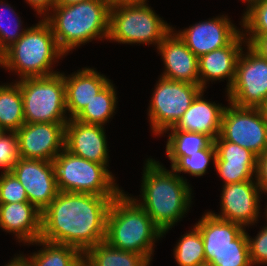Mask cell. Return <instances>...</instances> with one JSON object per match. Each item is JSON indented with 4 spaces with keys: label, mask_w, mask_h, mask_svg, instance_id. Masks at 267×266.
Here are the masks:
<instances>
[{
    "label": "cell",
    "mask_w": 267,
    "mask_h": 266,
    "mask_svg": "<svg viewBox=\"0 0 267 266\" xmlns=\"http://www.w3.org/2000/svg\"><path fill=\"white\" fill-rule=\"evenodd\" d=\"M0 229L30 244L41 236V212L30 202L0 203Z\"/></svg>",
    "instance_id": "cell-21"
},
{
    "label": "cell",
    "mask_w": 267,
    "mask_h": 266,
    "mask_svg": "<svg viewBox=\"0 0 267 266\" xmlns=\"http://www.w3.org/2000/svg\"><path fill=\"white\" fill-rule=\"evenodd\" d=\"M194 226L202 235L206 262H211L218 252L236 247V238L245 230L242 225L220 219L210 211L203 214Z\"/></svg>",
    "instance_id": "cell-23"
},
{
    "label": "cell",
    "mask_w": 267,
    "mask_h": 266,
    "mask_svg": "<svg viewBox=\"0 0 267 266\" xmlns=\"http://www.w3.org/2000/svg\"><path fill=\"white\" fill-rule=\"evenodd\" d=\"M83 257L92 266H151L145 256L114 248L106 241L89 248Z\"/></svg>",
    "instance_id": "cell-27"
},
{
    "label": "cell",
    "mask_w": 267,
    "mask_h": 266,
    "mask_svg": "<svg viewBox=\"0 0 267 266\" xmlns=\"http://www.w3.org/2000/svg\"><path fill=\"white\" fill-rule=\"evenodd\" d=\"M53 164L59 191L100 196H118L123 191L109 166L83 159L65 148Z\"/></svg>",
    "instance_id": "cell-6"
},
{
    "label": "cell",
    "mask_w": 267,
    "mask_h": 266,
    "mask_svg": "<svg viewBox=\"0 0 267 266\" xmlns=\"http://www.w3.org/2000/svg\"><path fill=\"white\" fill-rule=\"evenodd\" d=\"M36 14L44 19L58 5L59 0H24Z\"/></svg>",
    "instance_id": "cell-38"
},
{
    "label": "cell",
    "mask_w": 267,
    "mask_h": 266,
    "mask_svg": "<svg viewBox=\"0 0 267 266\" xmlns=\"http://www.w3.org/2000/svg\"><path fill=\"white\" fill-rule=\"evenodd\" d=\"M78 266H92L84 257L79 261Z\"/></svg>",
    "instance_id": "cell-44"
},
{
    "label": "cell",
    "mask_w": 267,
    "mask_h": 266,
    "mask_svg": "<svg viewBox=\"0 0 267 266\" xmlns=\"http://www.w3.org/2000/svg\"><path fill=\"white\" fill-rule=\"evenodd\" d=\"M219 136L251 150L257 156L267 151V118L258 107H239L227 100Z\"/></svg>",
    "instance_id": "cell-11"
},
{
    "label": "cell",
    "mask_w": 267,
    "mask_h": 266,
    "mask_svg": "<svg viewBox=\"0 0 267 266\" xmlns=\"http://www.w3.org/2000/svg\"><path fill=\"white\" fill-rule=\"evenodd\" d=\"M267 222V216L263 213ZM249 242L250 261L252 266L267 265V223L262 226L255 237H251L247 232Z\"/></svg>",
    "instance_id": "cell-36"
},
{
    "label": "cell",
    "mask_w": 267,
    "mask_h": 266,
    "mask_svg": "<svg viewBox=\"0 0 267 266\" xmlns=\"http://www.w3.org/2000/svg\"><path fill=\"white\" fill-rule=\"evenodd\" d=\"M20 15L8 1L0 0V53L3 54L27 30L23 27ZM25 28V29H24Z\"/></svg>",
    "instance_id": "cell-31"
},
{
    "label": "cell",
    "mask_w": 267,
    "mask_h": 266,
    "mask_svg": "<svg viewBox=\"0 0 267 266\" xmlns=\"http://www.w3.org/2000/svg\"><path fill=\"white\" fill-rule=\"evenodd\" d=\"M65 56L57 45L51 26L40 18L2 54V68L18 75L17 81L50 76L60 72L54 70V66Z\"/></svg>",
    "instance_id": "cell-5"
},
{
    "label": "cell",
    "mask_w": 267,
    "mask_h": 266,
    "mask_svg": "<svg viewBox=\"0 0 267 266\" xmlns=\"http://www.w3.org/2000/svg\"><path fill=\"white\" fill-rule=\"evenodd\" d=\"M25 123H67L63 72L18 80Z\"/></svg>",
    "instance_id": "cell-8"
},
{
    "label": "cell",
    "mask_w": 267,
    "mask_h": 266,
    "mask_svg": "<svg viewBox=\"0 0 267 266\" xmlns=\"http://www.w3.org/2000/svg\"><path fill=\"white\" fill-rule=\"evenodd\" d=\"M246 43L261 57L267 59V35H243Z\"/></svg>",
    "instance_id": "cell-39"
},
{
    "label": "cell",
    "mask_w": 267,
    "mask_h": 266,
    "mask_svg": "<svg viewBox=\"0 0 267 266\" xmlns=\"http://www.w3.org/2000/svg\"><path fill=\"white\" fill-rule=\"evenodd\" d=\"M66 123H25L17 131L20 158L53 162L64 149Z\"/></svg>",
    "instance_id": "cell-15"
},
{
    "label": "cell",
    "mask_w": 267,
    "mask_h": 266,
    "mask_svg": "<svg viewBox=\"0 0 267 266\" xmlns=\"http://www.w3.org/2000/svg\"><path fill=\"white\" fill-rule=\"evenodd\" d=\"M246 44L241 32L229 45L201 55L198 58L200 87L205 90L210 81L213 84L226 80L227 92L235 78L238 57Z\"/></svg>",
    "instance_id": "cell-19"
},
{
    "label": "cell",
    "mask_w": 267,
    "mask_h": 266,
    "mask_svg": "<svg viewBox=\"0 0 267 266\" xmlns=\"http://www.w3.org/2000/svg\"><path fill=\"white\" fill-rule=\"evenodd\" d=\"M156 11L148 4L122 5L110 8V42L129 45H158L172 30Z\"/></svg>",
    "instance_id": "cell-7"
},
{
    "label": "cell",
    "mask_w": 267,
    "mask_h": 266,
    "mask_svg": "<svg viewBox=\"0 0 267 266\" xmlns=\"http://www.w3.org/2000/svg\"><path fill=\"white\" fill-rule=\"evenodd\" d=\"M228 15H216L208 20L199 21L185 29H172L186 46L199 58L221 47L229 45L242 31Z\"/></svg>",
    "instance_id": "cell-14"
},
{
    "label": "cell",
    "mask_w": 267,
    "mask_h": 266,
    "mask_svg": "<svg viewBox=\"0 0 267 266\" xmlns=\"http://www.w3.org/2000/svg\"><path fill=\"white\" fill-rule=\"evenodd\" d=\"M225 95L239 107L259 108L267 98V59L248 44L238 57L234 81Z\"/></svg>",
    "instance_id": "cell-10"
},
{
    "label": "cell",
    "mask_w": 267,
    "mask_h": 266,
    "mask_svg": "<svg viewBox=\"0 0 267 266\" xmlns=\"http://www.w3.org/2000/svg\"><path fill=\"white\" fill-rule=\"evenodd\" d=\"M83 1H88V0H59L58 5H72Z\"/></svg>",
    "instance_id": "cell-42"
},
{
    "label": "cell",
    "mask_w": 267,
    "mask_h": 266,
    "mask_svg": "<svg viewBox=\"0 0 267 266\" xmlns=\"http://www.w3.org/2000/svg\"><path fill=\"white\" fill-rule=\"evenodd\" d=\"M65 104L69 119H74L84 107L111 80L90 66L82 67L77 72L65 74Z\"/></svg>",
    "instance_id": "cell-20"
},
{
    "label": "cell",
    "mask_w": 267,
    "mask_h": 266,
    "mask_svg": "<svg viewBox=\"0 0 267 266\" xmlns=\"http://www.w3.org/2000/svg\"><path fill=\"white\" fill-rule=\"evenodd\" d=\"M264 114V116L267 118V98L265 99V102L259 107Z\"/></svg>",
    "instance_id": "cell-43"
},
{
    "label": "cell",
    "mask_w": 267,
    "mask_h": 266,
    "mask_svg": "<svg viewBox=\"0 0 267 266\" xmlns=\"http://www.w3.org/2000/svg\"><path fill=\"white\" fill-rule=\"evenodd\" d=\"M255 179L262 194L267 196V151L257 157Z\"/></svg>",
    "instance_id": "cell-37"
},
{
    "label": "cell",
    "mask_w": 267,
    "mask_h": 266,
    "mask_svg": "<svg viewBox=\"0 0 267 266\" xmlns=\"http://www.w3.org/2000/svg\"><path fill=\"white\" fill-rule=\"evenodd\" d=\"M215 159L216 148L214 142H212L207 148L195 152L191 156H180L170 168L182 179L188 181L187 178L183 177V173L198 178L204 176L211 161L215 165ZM181 173L182 175H180Z\"/></svg>",
    "instance_id": "cell-30"
},
{
    "label": "cell",
    "mask_w": 267,
    "mask_h": 266,
    "mask_svg": "<svg viewBox=\"0 0 267 266\" xmlns=\"http://www.w3.org/2000/svg\"><path fill=\"white\" fill-rule=\"evenodd\" d=\"M241 1V0H240ZM252 0H242V3L244 2V3H246V5L249 3V2H251Z\"/></svg>",
    "instance_id": "cell-46"
},
{
    "label": "cell",
    "mask_w": 267,
    "mask_h": 266,
    "mask_svg": "<svg viewBox=\"0 0 267 266\" xmlns=\"http://www.w3.org/2000/svg\"><path fill=\"white\" fill-rule=\"evenodd\" d=\"M213 142L216 148L214 171L224 185L255 179L258 157L255 153L220 136Z\"/></svg>",
    "instance_id": "cell-18"
},
{
    "label": "cell",
    "mask_w": 267,
    "mask_h": 266,
    "mask_svg": "<svg viewBox=\"0 0 267 266\" xmlns=\"http://www.w3.org/2000/svg\"><path fill=\"white\" fill-rule=\"evenodd\" d=\"M11 172L24 186L29 202L41 213L59 192L51 161L19 158Z\"/></svg>",
    "instance_id": "cell-13"
},
{
    "label": "cell",
    "mask_w": 267,
    "mask_h": 266,
    "mask_svg": "<svg viewBox=\"0 0 267 266\" xmlns=\"http://www.w3.org/2000/svg\"><path fill=\"white\" fill-rule=\"evenodd\" d=\"M15 257L11 258L7 264L4 266H30V262L23 253H17V256L14 254Z\"/></svg>",
    "instance_id": "cell-40"
},
{
    "label": "cell",
    "mask_w": 267,
    "mask_h": 266,
    "mask_svg": "<svg viewBox=\"0 0 267 266\" xmlns=\"http://www.w3.org/2000/svg\"><path fill=\"white\" fill-rule=\"evenodd\" d=\"M0 67H2V54L0 53Z\"/></svg>",
    "instance_id": "cell-47"
},
{
    "label": "cell",
    "mask_w": 267,
    "mask_h": 266,
    "mask_svg": "<svg viewBox=\"0 0 267 266\" xmlns=\"http://www.w3.org/2000/svg\"><path fill=\"white\" fill-rule=\"evenodd\" d=\"M110 8L122 5H140L145 4L148 0H106Z\"/></svg>",
    "instance_id": "cell-41"
},
{
    "label": "cell",
    "mask_w": 267,
    "mask_h": 266,
    "mask_svg": "<svg viewBox=\"0 0 267 266\" xmlns=\"http://www.w3.org/2000/svg\"><path fill=\"white\" fill-rule=\"evenodd\" d=\"M159 77L148 103L147 115L152 134L160 137L177 124L203 89L200 85Z\"/></svg>",
    "instance_id": "cell-9"
},
{
    "label": "cell",
    "mask_w": 267,
    "mask_h": 266,
    "mask_svg": "<svg viewBox=\"0 0 267 266\" xmlns=\"http://www.w3.org/2000/svg\"><path fill=\"white\" fill-rule=\"evenodd\" d=\"M177 240L173 257L178 266H199L206 262L204 243L200 231L193 225Z\"/></svg>",
    "instance_id": "cell-29"
},
{
    "label": "cell",
    "mask_w": 267,
    "mask_h": 266,
    "mask_svg": "<svg viewBox=\"0 0 267 266\" xmlns=\"http://www.w3.org/2000/svg\"><path fill=\"white\" fill-rule=\"evenodd\" d=\"M144 163L140 195H129L166 235L192 207L193 188L156 159L150 157Z\"/></svg>",
    "instance_id": "cell-2"
},
{
    "label": "cell",
    "mask_w": 267,
    "mask_h": 266,
    "mask_svg": "<svg viewBox=\"0 0 267 266\" xmlns=\"http://www.w3.org/2000/svg\"><path fill=\"white\" fill-rule=\"evenodd\" d=\"M105 126L69 119L65 125L64 148L83 159L109 166Z\"/></svg>",
    "instance_id": "cell-16"
},
{
    "label": "cell",
    "mask_w": 267,
    "mask_h": 266,
    "mask_svg": "<svg viewBox=\"0 0 267 266\" xmlns=\"http://www.w3.org/2000/svg\"><path fill=\"white\" fill-rule=\"evenodd\" d=\"M210 263L214 266H252L246 228L236 238V247L218 252Z\"/></svg>",
    "instance_id": "cell-33"
},
{
    "label": "cell",
    "mask_w": 267,
    "mask_h": 266,
    "mask_svg": "<svg viewBox=\"0 0 267 266\" xmlns=\"http://www.w3.org/2000/svg\"><path fill=\"white\" fill-rule=\"evenodd\" d=\"M220 195V212L210 211L214 216L248 229L259 222L263 194L256 179L222 185Z\"/></svg>",
    "instance_id": "cell-12"
},
{
    "label": "cell",
    "mask_w": 267,
    "mask_h": 266,
    "mask_svg": "<svg viewBox=\"0 0 267 266\" xmlns=\"http://www.w3.org/2000/svg\"><path fill=\"white\" fill-rule=\"evenodd\" d=\"M124 190L112 200L105 241L112 247L153 261L155 243L164 237L146 211Z\"/></svg>",
    "instance_id": "cell-4"
},
{
    "label": "cell",
    "mask_w": 267,
    "mask_h": 266,
    "mask_svg": "<svg viewBox=\"0 0 267 266\" xmlns=\"http://www.w3.org/2000/svg\"><path fill=\"white\" fill-rule=\"evenodd\" d=\"M29 202L26 190L11 172L0 173V203Z\"/></svg>",
    "instance_id": "cell-35"
},
{
    "label": "cell",
    "mask_w": 267,
    "mask_h": 266,
    "mask_svg": "<svg viewBox=\"0 0 267 266\" xmlns=\"http://www.w3.org/2000/svg\"><path fill=\"white\" fill-rule=\"evenodd\" d=\"M27 245L42 247L26 255L30 266H78L83 258V253L74 246L53 243L41 238Z\"/></svg>",
    "instance_id": "cell-24"
},
{
    "label": "cell",
    "mask_w": 267,
    "mask_h": 266,
    "mask_svg": "<svg viewBox=\"0 0 267 266\" xmlns=\"http://www.w3.org/2000/svg\"><path fill=\"white\" fill-rule=\"evenodd\" d=\"M114 85L113 81H110L74 119L83 123L106 127V123L113 119L118 108V97Z\"/></svg>",
    "instance_id": "cell-26"
},
{
    "label": "cell",
    "mask_w": 267,
    "mask_h": 266,
    "mask_svg": "<svg viewBox=\"0 0 267 266\" xmlns=\"http://www.w3.org/2000/svg\"><path fill=\"white\" fill-rule=\"evenodd\" d=\"M267 204V203H266ZM266 207L264 208L265 210V215L267 216V205H265Z\"/></svg>",
    "instance_id": "cell-48"
},
{
    "label": "cell",
    "mask_w": 267,
    "mask_h": 266,
    "mask_svg": "<svg viewBox=\"0 0 267 266\" xmlns=\"http://www.w3.org/2000/svg\"><path fill=\"white\" fill-rule=\"evenodd\" d=\"M23 124V98L18 81L0 84V131H17Z\"/></svg>",
    "instance_id": "cell-25"
},
{
    "label": "cell",
    "mask_w": 267,
    "mask_h": 266,
    "mask_svg": "<svg viewBox=\"0 0 267 266\" xmlns=\"http://www.w3.org/2000/svg\"><path fill=\"white\" fill-rule=\"evenodd\" d=\"M202 90L177 124L168 130H181L207 135L214 141L220 134L225 105L206 100Z\"/></svg>",
    "instance_id": "cell-22"
},
{
    "label": "cell",
    "mask_w": 267,
    "mask_h": 266,
    "mask_svg": "<svg viewBox=\"0 0 267 266\" xmlns=\"http://www.w3.org/2000/svg\"><path fill=\"white\" fill-rule=\"evenodd\" d=\"M157 50L164 65L161 77L199 85L198 57L173 29L163 38Z\"/></svg>",
    "instance_id": "cell-17"
},
{
    "label": "cell",
    "mask_w": 267,
    "mask_h": 266,
    "mask_svg": "<svg viewBox=\"0 0 267 266\" xmlns=\"http://www.w3.org/2000/svg\"><path fill=\"white\" fill-rule=\"evenodd\" d=\"M19 158L16 131H0V171H11Z\"/></svg>",
    "instance_id": "cell-34"
},
{
    "label": "cell",
    "mask_w": 267,
    "mask_h": 266,
    "mask_svg": "<svg viewBox=\"0 0 267 266\" xmlns=\"http://www.w3.org/2000/svg\"><path fill=\"white\" fill-rule=\"evenodd\" d=\"M199 266H214V265L210 262H204V263L200 264Z\"/></svg>",
    "instance_id": "cell-45"
},
{
    "label": "cell",
    "mask_w": 267,
    "mask_h": 266,
    "mask_svg": "<svg viewBox=\"0 0 267 266\" xmlns=\"http://www.w3.org/2000/svg\"><path fill=\"white\" fill-rule=\"evenodd\" d=\"M243 13L239 21L243 35H267V0H252Z\"/></svg>",
    "instance_id": "cell-32"
},
{
    "label": "cell",
    "mask_w": 267,
    "mask_h": 266,
    "mask_svg": "<svg viewBox=\"0 0 267 266\" xmlns=\"http://www.w3.org/2000/svg\"><path fill=\"white\" fill-rule=\"evenodd\" d=\"M115 197L59 191L41 213L40 238L74 246L84 254L105 241L107 215Z\"/></svg>",
    "instance_id": "cell-1"
},
{
    "label": "cell",
    "mask_w": 267,
    "mask_h": 266,
    "mask_svg": "<svg viewBox=\"0 0 267 266\" xmlns=\"http://www.w3.org/2000/svg\"><path fill=\"white\" fill-rule=\"evenodd\" d=\"M166 155L171 165L180 156H191L195 152L207 148L213 141L205 134L185 132L181 130H167Z\"/></svg>",
    "instance_id": "cell-28"
},
{
    "label": "cell",
    "mask_w": 267,
    "mask_h": 266,
    "mask_svg": "<svg viewBox=\"0 0 267 266\" xmlns=\"http://www.w3.org/2000/svg\"><path fill=\"white\" fill-rule=\"evenodd\" d=\"M44 19L65 55L93 40L108 41L110 7L106 0L56 5Z\"/></svg>",
    "instance_id": "cell-3"
}]
</instances>
